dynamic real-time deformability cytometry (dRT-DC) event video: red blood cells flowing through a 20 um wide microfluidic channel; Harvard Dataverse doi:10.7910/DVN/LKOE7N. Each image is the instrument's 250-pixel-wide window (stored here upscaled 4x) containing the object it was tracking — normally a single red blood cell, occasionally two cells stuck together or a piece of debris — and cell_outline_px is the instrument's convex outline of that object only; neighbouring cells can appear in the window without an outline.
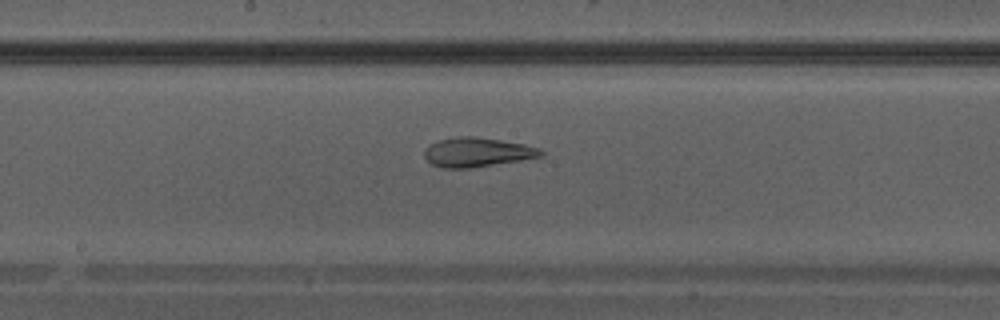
{"species": "Egyptian fruit bat (a non-hibernating species)", "species_latin": "Rousettus aegyptiacus", "temperature_condition": "warm", "stored_images_in_passage": 20, "camera_frame_rate_fps": 3000, "um_per_image_px": 0.085, "animal": {"sex": "male"}, "frame": {"image": 1, "passage_image": 9, "time_ms": 2.667, "image_size_px": [1000, 320], "cell_outline_px": [[544, 156], [520, 160], [468, 168], [444, 168], [432, 164], [424, 156], [424, 148], [428, 144], [440, 140], [460, 136], [476, 136], [524, 144], [540, 148], [544, 152]], "centroid_in_image_um": [40.55, 12.93], "position_along_channel_um": 207.6, "area_um2": 19.83}}
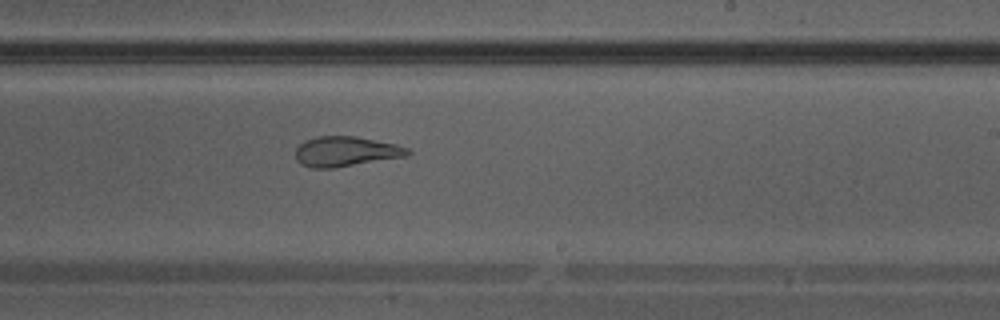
{"frame": {"image": 2, "passage_image": 12, "time_ms": 3.667, "image_size_px": [1000, 320], "cell_outline_px": [[412, 152], [404, 156], [332, 168], [312, 168], [300, 164], [296, 160], [296, 148], [304, 140], [316, 136], [356, 136], [396, 144], [408, 148]], "centroid_in_image_um": [29.34, 12.86], "position_along_channel_um": 259.7, "area_um2": 19.48}}